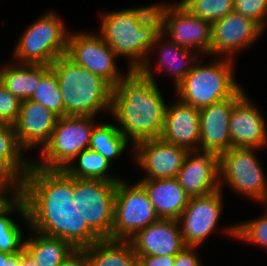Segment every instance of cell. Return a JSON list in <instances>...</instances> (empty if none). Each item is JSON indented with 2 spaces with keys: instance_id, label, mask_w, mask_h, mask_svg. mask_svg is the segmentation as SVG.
<instances>
[{
  "instance_id": "22",
  "label": "cell",
  "mask_w": 267,
  "mask_h": 266,
  "mask_svg": "<svg viewBox=\"0 0 267 266\" xmlns=\"http://www.w3.org/2000/svg\"><path fill=\"white\" fill-rule=\"evenodd\" d=\"M177 100L172 105H167L160 138L188 151L199 150L200 109Z\"/></svg>"
},
{
  "instance_id": "4",
  "label": "cell",
  "mask_w": 267,
  "mask_h": 266,
  "mask_svg": "<svg viewBox=\"0 0 267 266\" xmlns=\"http://www.w3.org/2000/svg\"><path fill=\"white\" fill-rule=\"evenodd\" d=\"M50 69L55 73L64 101V116H93L111 110L113 87L103 78L81 67L66 54Z\"/></svg>"
},
{
  "instance_id": "8",
  "label": "cell",
  "mask_w": 267,
  "mask_h": 266,
  "mask_svg": "<svg viewBox=\"0 0 267 266\" xmlns=\"http://www.w3.org/2000/svg\"><path fill=\"white\" fill-rule=\"evenodd\" d=\"M258 148H234L219 155V188L228 187L242 196L267 204V176L255 153ZM225 182V183H224Z\"/></svg>"
},
{
  "instance_id": "10",
  "label": "cell",
  "mask_w": 267,
  "mask_h": 266,
  "mask_svg": "<svg viewBox=\"0 0 267 266\" xmlns=\"http://www.w3.org/2000/svg\"><path fill=\"white\" fill-rule=\"evenodd\" d=\"M118 182L74 178L73 201L82 218L100 238L111 239Z\"/></svg>"
},
{
  "instance_id": "15",
  "label": "cell",
  "mask_w": 267,
  "mask_h": 266,
  "mask_svg": "<svg viewBox=\"0 0 267 266\" xmlns=\"http://www.w3.org/2000/svg\"><path fill=\"white\" fill-rule=\"evenodd\" d=\"M187 152L186 148L161 138L144 140L133 146L136 165L145 172L141 179L176 178Z\"/></svg>"
},
{
  "instance_id": "14",
  "label": "cell",
  "mask_w": 267,
  "mask_h": 266,
  "mask_svg": "<svg viewBox=\"0 0 267 266\" xmlns=\"http://www.w3.org/2000/svg\"><path fill=\"white\" fill-rule=\"evenodd\" d=\"M263 32L251 18L233 11L212 24L211 56L234 59L238 52L249 49Z\"/></svg>"
},
{
  "instance_id": "24",
  "label": "cell",
  "mask_w": 267,
  "mask_h": 266,
  "mask_svg": "<svg viewBox=\"0 0 267 266\" xmlns=\"http://www.w3.org/2000/svg\"><path fill=\"white\" fill-rule=\"evenodd\" d=\"M50 70L48 65L12 62L0 66V84L21 101L30 99L41 78Z\"/></svg>"
},
{
  "instance_id": "28",
  "label": "cell",
  "mask_w": 267,
  "mask_h": 266,
  "mask_svg": "<svg viewBox=\"0 0 267 266\" xmlns=\"http://www.w3.org/2000/svg\"><path fill=\"white\" fill-rule=\"evenodd\" d=\"M13 212L19 213L21 218L26 222V225H29L26 204L22 195L0 214V251L8 254L20 251L23 248L25 240L22 228L9 216Z\"/></svg>"
},
{
  "instance_id": "42",
  "label": "cell",
  "mask_w": 267,
  "mask_h": 266,
  "mask_svg": "<svg viewBox=\"0 0 267 266\" xmlns=\"http://www.w3.org/2000/svg\"><path fill=\"white\" fill-rule=\"evenodd\" d=\"M19 266H38L35 260L24 250Z\"/></svg>"
},
{
  "instance_id": "37",
  "label": "cell",
  "mask_w": 267,
  "mask_h": 266,
  "mask_svg": "<svg viewBox=\"0 0 267 266\" xmlns=\"http://www.w3.org/2000/svg\"><path fill=\"white\" fill-rule=\"evenodd\" d=\"M20 195H22V186L0 185V214L3 213Z\"/></svg>"
},
{
  "instance_id": "2",
  "label": "cell",
  "mask_w": 267,
  "mask_h": 266,
  "mask_svg": "<svg viewBox=\"0 0 267 266\" xmlns=\"http://www.w3.org/2000/svg\"><path fill=\"white\" fill-rule=\"evenodd\" d=\"M152 79L138 70L130 71L112 91L110 114L121 134L132 143L160 138L164 129L167 104Z\"/></svg>"
},
{
  "instance_id": "23",
  "label": "cell",
  "mask_w": 267,
  "mask_h": 266,
  "mask_svg": "<svg viewBox=\"0 0 267 266\" xmlns=\"http://www.w3.org/2000/svg\"><path fill=\"white\" fill-rule=\"evenodd\" d=\"M159 218L178 220L189 202V195L177 178L140 179Z\"/></svg>"
},
{
  "instance_id": "32",
  "label": "cell",
  "mask_w": 267,
  "mask_h": 266,
  "mask_svg": "<svg viewBox=\"0 0 267 266\" xmlns=\"http://www.w3.org/2000/svg\"><path fill=\"white\" fill-rule=\"evenodd\" d=\"M265 208L263 216L246 222H238L231 227H226L222 232L231 236V238L234 237L239 241L252 243L267 249V206Z\"/></svg>"
},
{
  "instance_id": "25",
  "label": "cell",
  "mask_w": 267,
  "mask_h": 266,
  "mask_svg": "<svg viewBox=\"0 0 267 266\" xmlns=\"http://www.w3.org/2000/svg\"><path fill=\"white\" fill-rule=\"evenodd\" d=\"M31 230L30 237L24 240V250L38 266H60L75 249L68 241Z\"/></svg>"
},
{
  "instance_id": "1",
  "label": "cell",
  "mask_w": 267,
  "mask_h": 266,
  "mask_svg": "<svg viewBox=\"0 0 267 266\" xmlns=\"http://www.w3.org/2000/svg\"><path fill=\"white\" fill-rule=\"evenodd\" d=\"M74 178L64 170H47L31 164L22 179V196L29 225L41 234L68 241L83 249L100 238L88 227L73 201Z\"/></svg>"
},
{
  "instance_id": "26",
  "label": "cell",
  "mask_w": 267,
  "mask_h": 266,
  "mask_svg": "<svg viewBox=\"0 0 267 266\" xmlns=\"http://www.w3.org/2000/svg\"><path fill=\"white\" fill-rule=\"evenodd\" d=\"M89 266H136L137 255L129 240L99 239L83 248Z\"/></svg>"
},
{
  "instance_id": "35",
  "label": "cell",
  "mask_w": 267,
  "mask_h": 266,
  "mask_svg": "<svg viewBox=\"0 0 267 266\" xmlns=\"http://www.w3.org/2000/svg\"><path fill=\"white\" fill-rule=\"evenodd\" d=\"M21 100L0 84V122L14 124L18 118Z\"/></svg>"
},
{
  "instance_id": "41",
  "label": "cell",
  "mask_w": 267,
  "mask_h": 266,
  "mask_svg": "<svg viewBox=\"0 0 267 266\" xmlns=\"http://www.w3.org/2000/svg\"><path fill=\"white\" fill-rule=\"evenodd\" d=\"M23 255V248L12 254L0 251V266H19L21 256Z\"/></svg>"
},
{
  "instance_id": "38",
  "label": "cell",
  "mask_w": 267,
  "mask_h": 266,
  "mask_svg": "<svg viewBox=\"0 0 267 266\" xmlns=\"http://www.w3.org/2000/svg\"><path fill=\"white\" fill-rule=\"evenodd\" d=\"M0 185L22 186V178L0 158Z\"/></svg>"
},
{
  "instance_id": "13",
  "label": "cell",
  "mask_w": 267,
  "mask_h": 266,
  "mask_svg": "<svg viewBox=\"0 0 267 266\" xmlns=\"http://www.w3.org/2000/svg\"><path fill=\"white\" fill-rule=\"evenodd\" d=\"M223 195L219 189L203 196L190 197L178 219L186 246H202L218 226L222 213Z\"/></svg>"
},
{
  "instance_id": "21",
  "label": "cell",
  "mask_w": 267,
  "mask_h": 266,
  "mask_svg": "<svg viewBox=\"0 0 267 266\" xmlns=\"http://www.w3.org/2000/svg\"><path fill=\"white\" fill-rule=\"evenodd\" d=\"M137 256H176L186 245L179 221L159 218L129 239Z\"/></svg>"
},
{
  "instance_id": "39",
  "label": "cell",
  "mask_w": 267,
  "mask_h": 266,
  "mask_svg": "<svg viewBox=\"0 0 267 266\" xmlns=\"http://www.w3.org/2000/svg\"><path fill=\"white\" fill-rule=\"evenodd\" d=\"M175 257L173 255L137 256V263L140 266H173Z\"/></svg>"
},
{
  "instance_id": "6",
  "label": "cell",
  "mask_w": 267,
  "mask_h": 266,
  "mask_svg": "<svg viewBox=\"0 0 267 266\" xmlns=\"http://www.w3.org/2000/svg\"><path fill=\"white\" fill-rule=\"evenodd\" d=\"M59 17L51 10L29 24L16 42L12 61L50 66L65 55L69 31Z\"/></svg>"
},
{
  "instance_id": "18",
  "label": "cell",
  "mask_w": 267,
  "mask_h": 266,
  "mask_svg": "<svg viewBox=\"0 0 267 266\" xmlns=\"http://www.w3.org/2000/svg\"><path fill=\"white\" fill-rule=\"evenodd\" d=\"M229 131L234 148H265L267 124L257 105L246 92L235 102L229 119Z\"/></svg>"
},
{
  "instance_id": "27",
  "label": "cell",
  "mask_w": 267,
  "mask_h": 266,
  "mask_svg": "<svg viewBox=\"0 0 267 266\" xmlns=\"http://www.w3.org/2000/svg\"><path fill=\"white\" fill-rule=\"evenodd\" d=\"M76 161V162H75ZM110 161L96 151L87 148L79 153L64 169L71 177L76 179L103 180L118 182L122 178L108 172Z\"/></svg>"
},
{
  "instance_id": "7",
  "label": "cell",
  "mask_w": 267,
  "mask_h": 266,
  "mask_svg": "<svg viewBox=\"0 0 267 266\" xmlns=\"http://www.w3.org/2000/svg\"><path fill=\"white\" fill-rule=\"evenodd\" d=\"M96 117L64 116L58 118L49 141L32 163L42 169L64 170L83 150L89 147ZM40 160V161H39Z\"/></svg>"
},
{
  "instance_id": "31",
  "label": "cell",
  "mask_w": 267,
  "mask_h": 266,
  "mask_svg": "<svg viewBox=\"0 0 267 266\" xmlns=\"http://www.w3.org/2000/svg\"><path fill=\"white\" fill-rule=\"evenodd\" d=\"M30 100L48 108L59 118L64 117V101L55 73L50 69L40 80Z\"/></svg>"
},
{
  "instance_id": "34",
  "label": "cell",
  "mask_w": 267,
  "mask_h": 266,
  "mask_svg": "<svg viewBox=\"0 0 267 266\" xmlns=\"http://www.w3.org/2000/svg\"><path fill=\"white\" fill-rule=\"evenodd\" d=\"M234 11L267 27V0H234Z\"/></svg>"
},
{
  "instance_id": "33",
  "label": "cell",
  "mask_w": 267,
  "mask_h": 266,
  "mask_svg": "<svg viewBox=\"0 0 267 266\" xmlns=\"http://www.w3.org/2000/svg\"><path fill=\"white\" fill-rule=\"evenodd\" d=\"M192 15L213 24L234 11V0H180Z\"/></svg>"
},
{
  "instance_id": "9",
  "label": "cell",
  "mask_w": 267,
  "mask_h": 266,
  "mask_svg": "<svg viewBox=\"0 0 267 266\" xmlns=\"http://www.w3.org/2000/svg\"><path fill=\"white\" fill-rule=\"evenodd\" d=\"M159 219L144 187L123 179L116 186L111 239L129 240Z\"/></svg>"
},
{
  "instance_id": "5",
  "label": "cell",
  "mask_w": 267,
  "mask_h": 266,
  "mask_svg": "<svg viewBox=\"0 0 267 266\" xmlns=\"http://www.w3.org/2000/svg\"><path fill=\"white\" fill-rule=\"evenodd\" d=\"M207 65L197 61L176 87L177 99L197 109L235 96L243 87L235 81L234 59L214 57Z\"/></svg>"
},
{
  "instance_id": "20",
  "label": "cell",
  "mask_w": 267,
  "mask_h": 266,
  "mask_svg": "<svg viewBox=\"0 0 267 266\" xmlns=\"http://www.w3.org/2000/svg\"><path fill=\"white\" fill-rule=\"evenodd\" d=\"M58 116L43 105L30 99L21 101L20 111L13 124L19 145L25 152L39 149L49 141Z\"/></svg>"
},
{
  "instance_id": "19",
  "label": "cell",
  "mask_w": 267,
  "mask_h": 266,
  "mask_svg": "<svg viewBox=\"0 0 267 266\" xmlns=\"http://www.w3.org/2000/svg\"><path fill=\"white\" fill-rule=\"evenodd\" d=\"M176 178L189 197L219 190V155L201 150L188 151Z\"/></svg>"
},
{
  "instance_id": "29",
  "label": "cell",
  "mask_w": 267,
  "mask_h": 266,
  "mask_svg": "<svg viewBox=\"0 0 267 266\" xmlns=\"http://www.w3.org/2000/svg\"><path fill=\"white\" fill-rule=\"evenodd\" d=\"M130 144V141L121 134L117 125L110 123H97L91 134L90 149L101 154L108 161L121 156Z\"/></svg>"
},
{
  "instance_id": "40",
  "label": "cell",
  "mask_w": 267,
  "mask_h": 266,
  "mask_svg": "<svg viewBox=\"0 0 267 266\" xmlns=\"http://www.w3.org/2000/svg\"><path fill=\"white\" fill-rule=\"evenodd\" d=\"M60 266H89L86 251L84 249H74Z\"/></svg>"
},
{
  "instance_id": "30",
  "label": "cell",
  "mask_w": 267,
  "mask_h": 266,
  "mask_svg": "<svg viewBox=\"0 0 267 266\" xmlns=\"http://www.w3.org/2000/svg\"><path fill=\"white\" fill-rule=\"evenodd\" d=\"M24 151L18 143L14 126L9 123L0 122V158L22 179L32 164V160H29V157H24Z\"/></svg>"
},
{
  "instance_id": "16",
  "label": "cell",
  "mask_w": 267,
  "mask_h": 266,
  "mask_svg": "<svg viewBox=\"0 0 267 266\" xmlns=\"http://www.w3.org/2000/svg\"><path fill=\"white\" fill-rule=\"evenodd\" d=\"M152 54H156L155 57L157 59V61H155L156 63H154L156 64L154 68L160 73L164 71V73L166 72L169 75L171 74L175 89L189 74L195 63L198 60L200 61L199 53L191 49L178 46L176 43L170 41L165 35L160 33L152 45L146 61L138 70L143 76L152 79L154 82H156V80L154 76L155 70L151 65Z\"/></svg>"
},
{
  "instance_id": "12",
  "label": "cell",
  "mask_w": 267,
  "mask_h": 266,
  "mask_svg": "<svg viewBox=\"0 0 267 266\" xmlns=\"http://www.w3.org/2000/svg\"><path fill=\"white\" fill-rule=\"evenodd\" d=\"M66 55L76 64L106 80L113 88L131 71L121 72L117 55L100 34L91 32L69 33ZM116 60V61H115Z\"/></svg>"
},
{
  "instance_id": "17",
  "label": "cell",
  "mask_w": 267,
  "mask_h": 266,
  "mask_svg": "<svg viewBox=\"0 0 267 266\" xmlns=\"http://www.w3.org/2000/svg\"><path fill=\"white\" fill-rule=\"evenodd\" d=\"M244 93L242 88L235 96L200 109L199 150L220 155L232 148L229 119L235 102Z\"/></svg>"
},
{
  "instance_id": "36",
  "label": "cell",
  "mask_w": 267,
  "mask_h": 266,
  "mask_svg": "<svg viewBox=\"0 0 267 266\" xmlns=\"http://www.w3.org/2000/svg\"><path fill=\"white\" fill-rule=\"evenodd\" d=\"M198 246H186L175 257L173 266H203L197 252Z\"/></svg>"
},
{
  "instance_id": "11",
  "label": "cell",
  "mask_w": 267,
  "mask_h": 266,
  "mask_svg": "<svg viewBox=\"0 0 267 266\" xmlns=\"http://www.w3.org/2000/svg\"><path fill=\"white\" fill-rule=\"evenodd\" d=\"M161 33L178 46L191 49L200 56L211 57L212 24L192 15L179 2L157 3Z\"/></svg>"
},
{
  "instance_id": "3",
  "label": "cell",
  "mask_w": 267,
  "mask_h": 266,
  "mask_svg": "<svg viewBox=\"0 0 267 266\" xmlns=\"http://www.w3.org/2000/svg\"><path fill=\"white\" fill-rule=\"evenodd\" d=\"M156 6L157 2L101 13V37L118 57L128 58L127 67L131 71L141 68L161 33V18Z\"/></svg>"
}]
</instances>
